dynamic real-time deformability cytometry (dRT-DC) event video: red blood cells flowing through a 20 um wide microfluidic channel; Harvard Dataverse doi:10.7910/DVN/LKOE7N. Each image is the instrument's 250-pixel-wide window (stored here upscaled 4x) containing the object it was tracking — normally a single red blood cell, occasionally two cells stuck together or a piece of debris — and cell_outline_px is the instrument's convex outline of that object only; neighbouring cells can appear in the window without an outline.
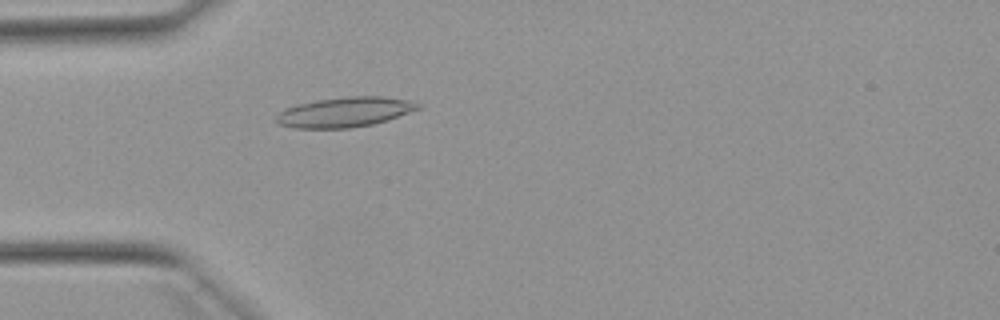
{"species": "Egyptian fruit bat (a non-hibernating species)", "species_latin": "Rousettus aegyptiacus", "temperature_condition": "warm", "stored_images_in_passage": 46, "camera_frame_rate_fps": 3000, "um_per_image_px": 0.085, "animal": {"sex": "female"}, "frame": {"image": 1, "passage_image": 9, "time_ms": 2.667, "image_size_px": [1000, 320], "cell_outline_px": [[420, 108], [388, 120], [372, 124], [348, 128], [292, 128], [276, 124], [272, 120], [284, 108], [296, 104], [316, 100], [344, 96], [384, 96], [412, 100], [420, 104]], "centroid_in_image_um": [29.26, 9.52], "position_along_channel_um": 55.7, "area_um2": 25.09}}
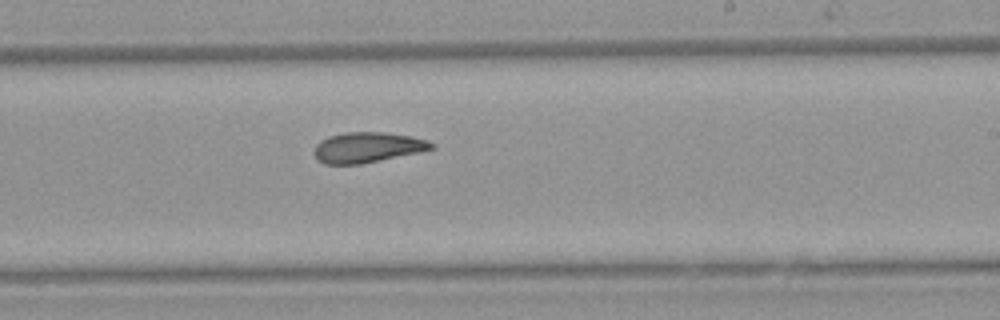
{"frame": {"image": 2, "passage_image": 25, "time_ms": 8.0, "image_size_px": [1000, 320], "cell_outline_px": [[436, 148], [420, 152], [360, 164], [324, 164], [316, 160], [312, 152], [316, 144], [320, 140], [328, 136], [344, 132], [384, 132], [412, 136], [428, 140], [436, 144]], "centroid_in_image_um": [31.22, 12.52], "position_along_channel_um": 257.8, "area_um2": 21.1}}
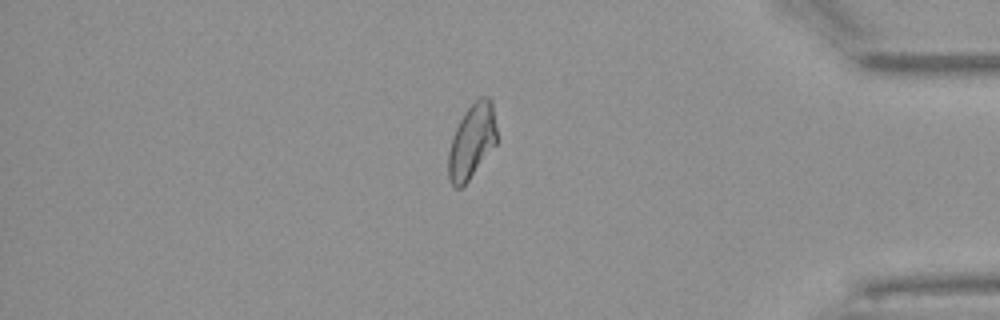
{"frame": {"image": 3, "passage_image": 38, "time_ms": 12.333, "image_size_px": [1000, 320], "cell_outline_px": [[496, 144], [468, 180], [460, 188], [456, 188], [452, 184], [448, 176], [448, 152], [452, 136], [464, 112], [480, 96], [488, 96], [492, 100], [496, 128]], "centroid_in_image_um": [40.1, 11.99], "position_along_channel_um": 395.1, "area_um2": 20.81}, "authors_computed_cell_mechanics": {"area_um2": 21.4438, "velocity_mm_per_s": 3.9013, "shape_relaxation_time_tau1_ms": null, "shape_relaxation_time_tau2_ms": 3.2852, "deformation_change_tau1": null, "deformation_change_tau2": 0.1059}}